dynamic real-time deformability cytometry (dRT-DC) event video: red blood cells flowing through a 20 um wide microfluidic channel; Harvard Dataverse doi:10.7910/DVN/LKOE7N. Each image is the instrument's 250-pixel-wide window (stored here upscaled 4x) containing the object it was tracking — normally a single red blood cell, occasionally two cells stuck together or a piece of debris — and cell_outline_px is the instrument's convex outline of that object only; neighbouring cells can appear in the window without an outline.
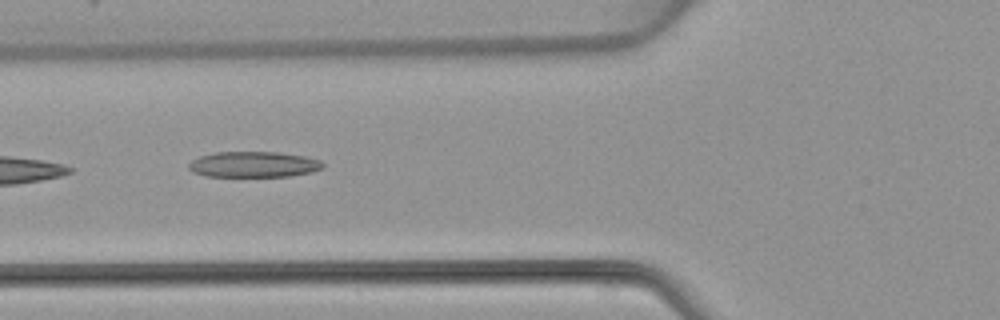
{"species": "common noctule bat (a hibernating species)", "species_latin": "Nyctalus noctula", "temperature_condition": "warm", "stored_images_in_passage": 6, "camera_frame_rate_fps": 3000, "um_per_image_px": 0.085, "animal": {"sex": "female", "body_mass_g": 22.7, "forearm_length_mm": 54.2}, "frame": {"image": 1, "passage_image": 5, "time_ms": 5.667, "image_size_px": [1000, 320], "cell_outline_px": [[324, 168], [312, 172], [288, 176], [204, 176], [192, 172], [188, 168], [188, 164], [192, 160], [200, 156], [216, 152], [280, 152], [304, 156], [320, 160], [324, 164]], "centroid_in_image_um": [21.56, 13.97], "position_along_channel_um": 104.2, "area_um2": 20.17}}
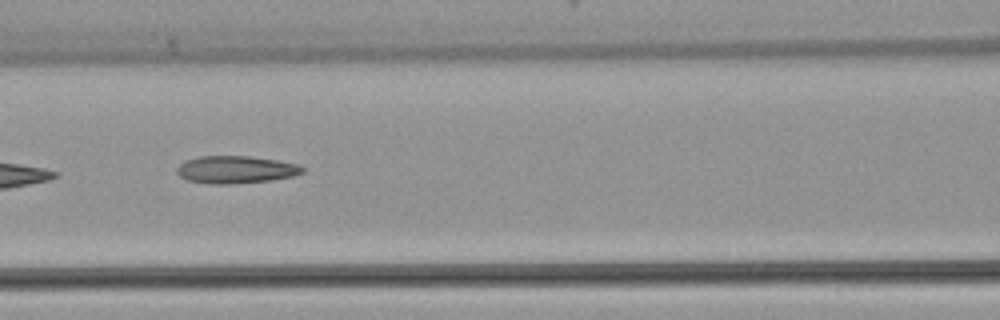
{"frame": {"image": 2, "passage_image": 6, "time_ms": 6.667, "image_size_px": [1000, 320], "cell_outline_px": [[304, 172], [296, 176], [272, 180], [232, 184], [212, 184], [188, 180], [180, 176], [176, 172], [176, 168], [184, 160], [200, 156], [248, 156], [276, 160], [300, 164], [304, 168]], "centroid_in_image_um": [20.06, 14.42], "position_along_channel_um": 146.5, "area_um2": 20.29}}